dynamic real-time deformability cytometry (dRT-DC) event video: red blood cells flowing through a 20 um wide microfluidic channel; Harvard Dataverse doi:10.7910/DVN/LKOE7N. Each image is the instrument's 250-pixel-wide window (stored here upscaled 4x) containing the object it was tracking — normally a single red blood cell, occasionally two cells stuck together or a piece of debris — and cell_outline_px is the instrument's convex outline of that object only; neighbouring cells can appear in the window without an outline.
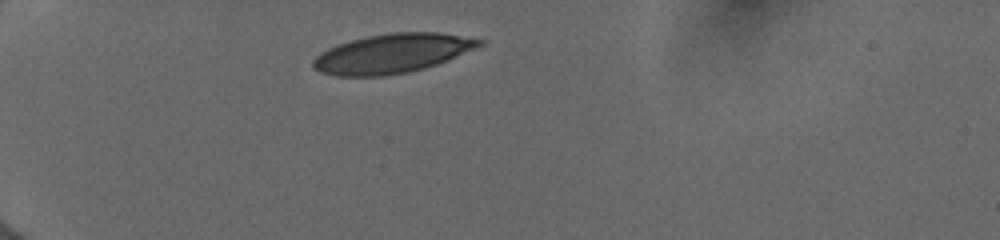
{"species": "human", "species_latin": "Homo sapiens", "temperature_condition": "cold", "stored_images_in_passage": 3, "camera_frame_rate_fps": 3000, "um_per_image_px": 0.085, "donor": {"sex": "female"}, "frame": {"image": 1, "passage_image": 1, "time_ms": 0.0, "image_size_px": [1000, 240], "cell_outline_px": [[484, 44], [476, 48], [448, 60], [424, 68], [408, 72], [384, 76], [336, 76], [320, 72], [312, 68], [312, 60], [320, 52], [328, 48], [352, 40], [368, 36], [392, 32], [440, 32], [484, 40]], "centroid_in_image_um": [33.33, 4.55], "position_along_channel_um": 51.7, "area_um2": 37.97}}
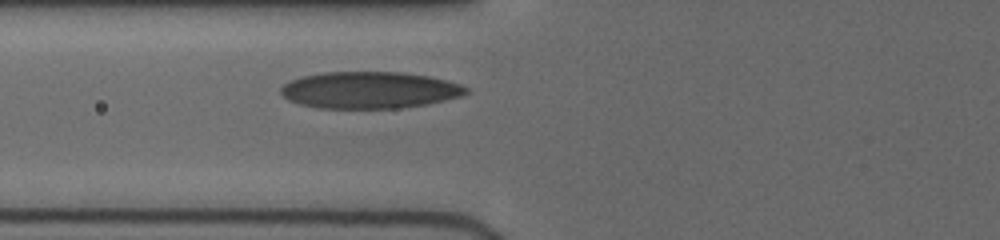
{"frame": {"image": 2, "passage_image": 3, "time_ms": 2.0, "image_size_px": [1000, 240], "cell_outline_px": [[468, 92], [460, 96], [428, 104], [396, 108], [316, 108], [300, 104], [288, 100], [280, 92], [280, 88], [284, 84], [292, 80], [304, 76], [324, 72], [400, 72], [428, 76], [460, 84], [468, 88]], "centroid_in_image_um": [31.39, 7.66], "position_along_channel_um": 94.4, "area_um2": 39.48}}